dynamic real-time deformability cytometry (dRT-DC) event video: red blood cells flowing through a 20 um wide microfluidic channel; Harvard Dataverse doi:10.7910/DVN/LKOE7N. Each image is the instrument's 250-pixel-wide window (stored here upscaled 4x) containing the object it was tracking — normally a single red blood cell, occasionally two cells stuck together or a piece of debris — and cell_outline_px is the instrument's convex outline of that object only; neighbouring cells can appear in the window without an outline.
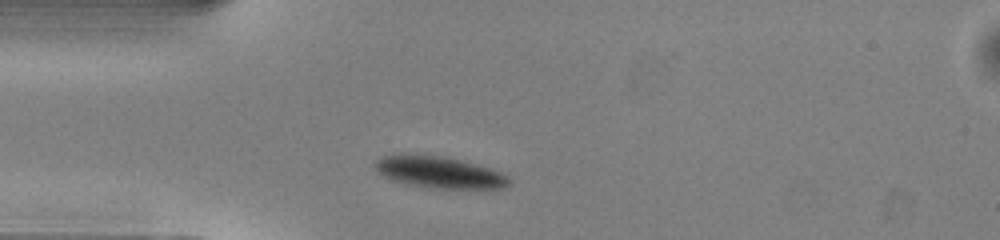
{"species": "common noctule bat (a hibernating species)", "species_latin": "Nyctalus noctula", "temperature_condition": "warm", "stored_images_in_passage": 42, "camera_frame_rate_fps": 3000, "um_per_image_px": 0.085, "animal": {"sex": "male", "body_mass_g": 13.0, "forearm_length_mm": 53.1}, "frame": {"image": 1, "passage_image": 5, "time_ms": 1.333, "image_size_px": [1000, 240], "cell_outline_px": [[512, 180], [504, 188], [428, 188], [404, 184], [392, 180], [384, 176], [376, 168], [376, 160], [380, 156], [392, 152], [404, 152], [448, 156], [476, 164], [500, 172], [508, 176]], "centroid_in_image_um": [37.26, 14.6], "position_along_channel_um": 47.7, "area_um2": 25.37}}
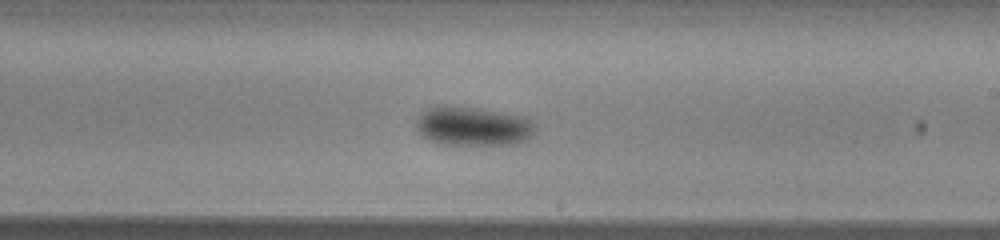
{"frame": {"image": 2, "passage_image": 21, "time_ms": 6.667, "image_size_px": [1000, 240], "cell_outline_px": [[536, 132], [528, 140], [512, 144], [436, 144], [424, 136], [416, 128], [416, 116], [428, 108], [440, 104], [448, 104], [480, 108], [520, 116], [532, 120], [536, 124]], "centroid_in_image_um": [40.19, 10.7], "position_along_channel_um": 248.8, "area_um2": 27.57}}
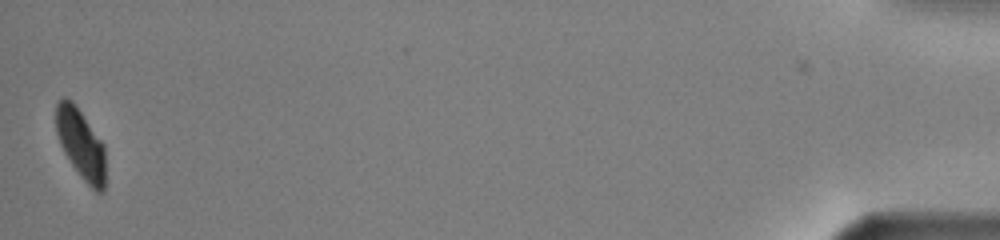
{"frame": {"image": 3, "passage_image": 42, "time_ms": 13.667, "image_size_px": [1000, 240], "cell_outline_px": [[104, 192], [96, 192], [80, 176], [64, 152], [60, 144], [56, 132], [56, 100], [60, 96], [64, 96], [72, 100], [104, 144]], "centroid_in_image_um": [6.84, 12.19], "position_along_channel_um": 428.4, "area_um2": 20.11}, "authors_computed_cell_mechanics": {"area_um2": 25.5187, "velocity_mm_per_s": 4.0171, "shape_relaxation_time_tau1_ms": 2.8074, "shape_relaxation_time_tau2_ms": null, "deformation_change_tau1": 0.0961, "deformation_change_tau2": null}}